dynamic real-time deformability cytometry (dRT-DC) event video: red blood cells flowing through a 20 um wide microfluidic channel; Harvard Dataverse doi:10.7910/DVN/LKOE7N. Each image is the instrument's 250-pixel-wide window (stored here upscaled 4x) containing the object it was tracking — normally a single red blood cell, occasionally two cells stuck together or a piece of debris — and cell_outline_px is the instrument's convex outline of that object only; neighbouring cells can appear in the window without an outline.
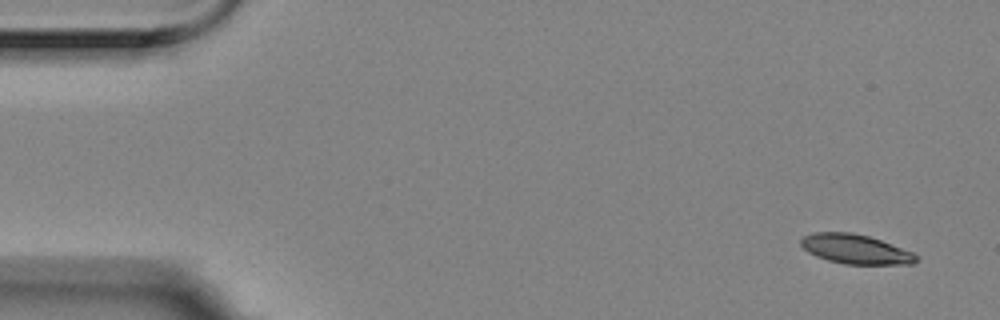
{"species": "Egyptian fruit bat (a non-hibernating species)", "species_latin": "Rousettus aegyptiacus", "temperature_condition": "room temperature", "stored_images_in_passage": 4, "camera_frame_rate_fps": 3000, "um_per_image_px": 0.085, "animal": {"sex": "female"}, "frame": {"image": 1, "passage_image": 1, "time_ms": 0.0, "image_size_px": [1000, 320], "cell_outline_px": [[920, 260], [912, 264], [844, 264], [828, 260], [816, 256], [808, 252], [800, 244], [800, 240], [804, 236], [816, 232], [852, 232], [868, 236], [880, 240], [912, 252]], "centroid_in_image_um": [72.7, 21.18], "position_along_channel_um": 12.3, "area_um2": 19.65}}
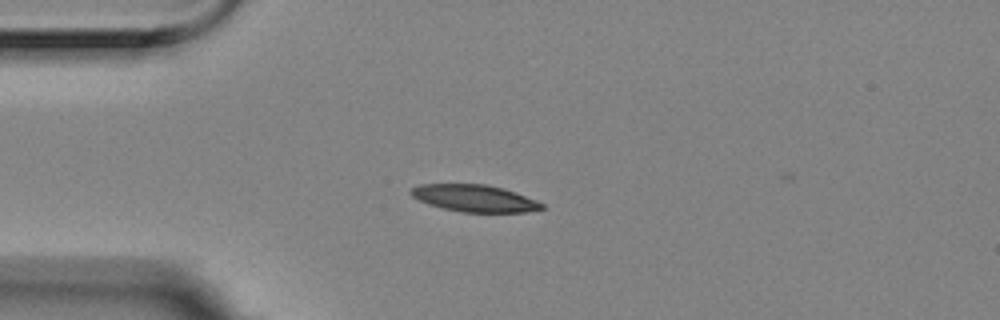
{"frame": {"image": 2, "passage_image": 4, "time_ms": 1.0, "image_size_px": [1000, 320], "cell_outline_px": [[544, 208], [524, 212], [460, 212], [428, 204], [412, 196], [408, 192], [412, 188], [420, 184], [484, 184], [504, 188], [536, 200], [544, 204]], "centroid_in_image_um": [40.32, 16.85], "position_along_channel_um": 44.7, "area_um2": 20.46}}